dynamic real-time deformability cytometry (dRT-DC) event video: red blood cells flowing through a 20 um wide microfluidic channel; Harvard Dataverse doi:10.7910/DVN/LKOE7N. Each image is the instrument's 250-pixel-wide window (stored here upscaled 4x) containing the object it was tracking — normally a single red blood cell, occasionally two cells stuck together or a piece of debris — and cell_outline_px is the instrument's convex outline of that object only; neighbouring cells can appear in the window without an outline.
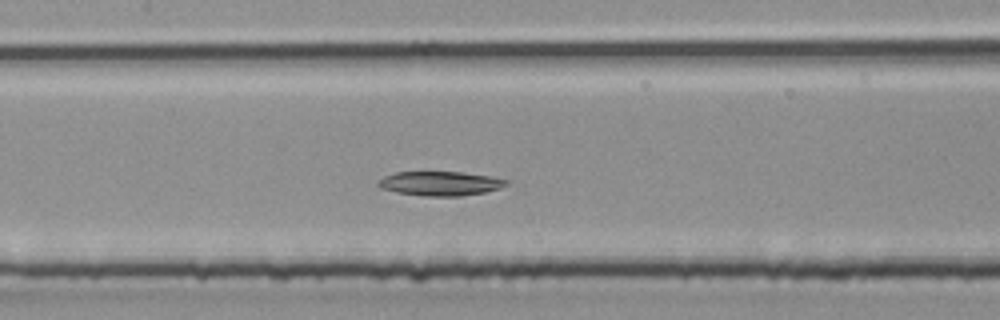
{"species": "common noctule bat (a hibernating species)", "species_latin": "Nyctalus noctula", "temperature_condition": "room temperature", "stored_images_in_passage": 32, "camera_frame_rate_fps": 3000, "um_per_image_px": 0.085, "animal": {"sex": "male", "body_mass_g": 20.4}, "frame": {"image": 1, "passage_image": 14, "time_ms": 4.333, "image_size_px": [1000, 320], "cell_outline_px": [[508, 184], [500, 188], [484, 192], [460, 196], [420, 196], [396, 192], [380, 188], [376, 184], [384, 176], [396, 172], [460, 172], [488, 176], [508, 180]], "centroid_in_image_um": [37.38, 15.6], "position_along_channel_um": 170.0, "area_um2": 18.03}}
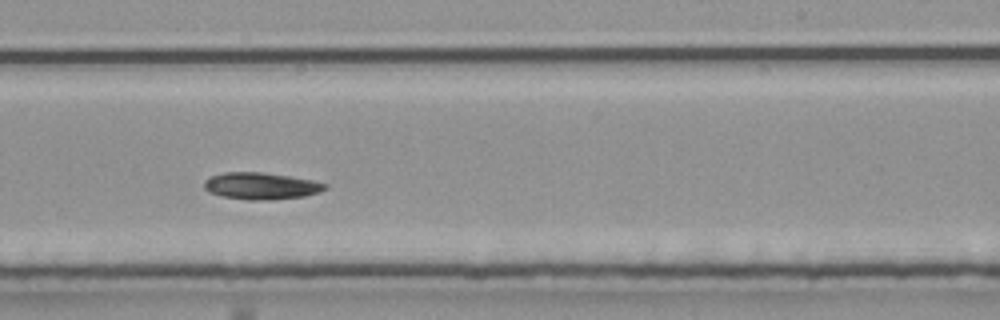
{"frame": {"image": 2, "passage_image": 19, "time_ms": 6.0, "image_size_px": [1000, 320], "cell_outline_px": [[328, 188], [320, 192], [304, 196], [272, 200], [248, 200], [224, 196], [208, 192], [204, 188], [204, 180], [212, 176], [224, 172], [264, 172], [292, 176], [312, 180], [328, 184]], "centroid_in_image_um": [22.22, 15.8], "position_along_channel_um": 266.8, "area_um2": 19.07}}
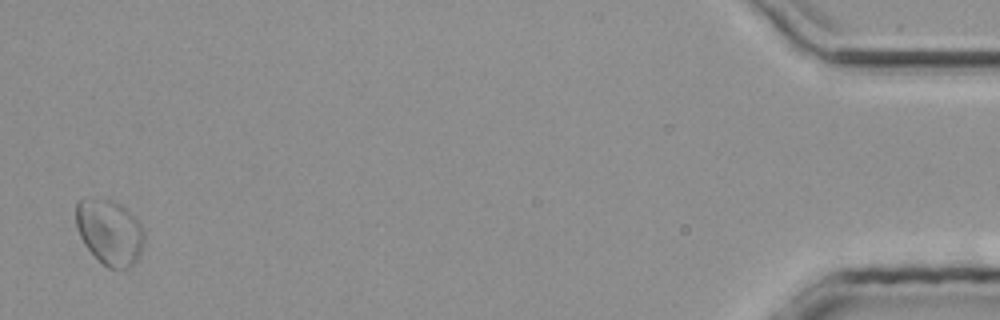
{"frame": {"image": 3, "passage_image": 32, "time_ms": 10.333, "image_size_px": [1000, 320], "cell_outline_px": [[144, 240], [140, 256], [132, 268], [116, 272], [108, 268], [84, 244], [76, 228], [76, 200], [84, 196], [116, 200], [132, 212], [136, 216], [140, 224], [144, 236]], "centroid_in_image_um": [9.33, 19.71], "position_along_channel_um": 425.9, "area_um2": 26.93}}